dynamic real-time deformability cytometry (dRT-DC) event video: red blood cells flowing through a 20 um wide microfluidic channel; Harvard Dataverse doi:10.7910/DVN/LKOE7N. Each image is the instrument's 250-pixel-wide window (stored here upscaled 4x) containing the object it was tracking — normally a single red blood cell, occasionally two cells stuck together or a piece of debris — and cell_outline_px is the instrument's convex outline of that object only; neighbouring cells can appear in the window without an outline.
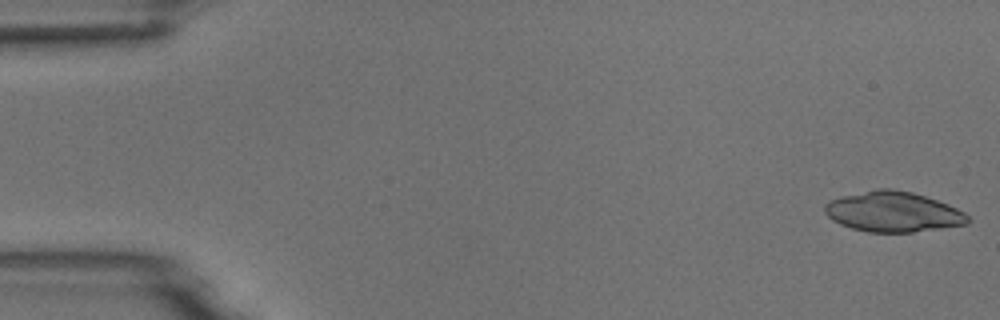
{"species": "common noctule bat (a hibernating species)", "species_latin": "Nyctalus noctula", "temperature_condition": "room temperature", "stored_images_in_passage": 6, "segment_of_instrument_passage": [1, 2], "camera_frame_rate_fps": 3000, "um_per_image_px": 0.085, "animal": {"sex": "male", "body_mass_g": 18.8}, "frame": {"image": 1, "passage_image": 1, "time_ms": 0.0, "image_size_px": [1000, 320], "cell_outline_px": [[972, 220], [968, 224], [912, 232], [868, 232], [852, 228], [840, 224], [832, 220], [824, 212], [824, 204], [840, 196], [876, 188], [892, 188], [912, 192], [948, 204], [964, 212]], "centroid_in_image_um": [75.9, 18.0], "position_along_channel_um": 9.1, "area_um2": 33.64}}